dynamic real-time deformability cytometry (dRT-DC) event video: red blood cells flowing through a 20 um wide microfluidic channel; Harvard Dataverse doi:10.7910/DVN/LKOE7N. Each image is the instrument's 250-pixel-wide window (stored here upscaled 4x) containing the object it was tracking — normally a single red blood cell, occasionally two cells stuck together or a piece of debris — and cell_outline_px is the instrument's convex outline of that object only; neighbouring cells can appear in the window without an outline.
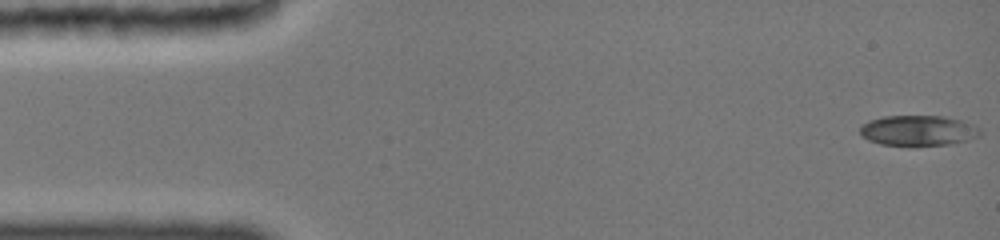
{"species": "common noctule bat (a hibernating species)", "species_latin": "Nyctalus noctula", "temperature_condition": "cold", "stored_images_in_passage": 28, "camera_frame_rate_fps": 3000, "um_per_image_px": 0.085, "animal": {"sex": "female", "body_mass_g": 19.0, "forearm_length_mm": 51.5}, "frame": {"image": 1, "passage_image": 1, "time_ms": 0.0, "image_size_px": [1000, 240], "cell_outline_px": [[980, 136], [968, 140], [952, 144], [916, 148], [880, 144], [868, 140], [860, 136], [860, 128], [868, 120], [884, 116], [944, 116], [960, 120], [972, 124], [980, 128]], "centroid_in_image_um": [78.04, 11.14], "position_along_channel_um": 7.0, "area_um2": 22.02}}
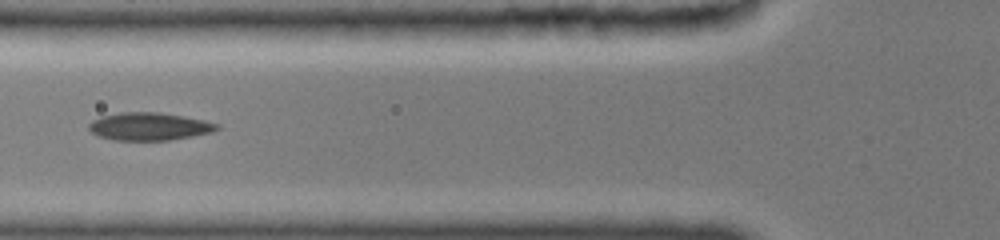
{"frame": {"image": 2, "passage_image": 16, "time_ms": 5.667, "image_size_px": [1000, 240], "cell_outline_px": [[220, 128], [212, 132], [192, 136], [168, 140], [112, 140], [100, 136], [92, 132], [88, 128], [88, 124], [92, 120], [104, 116], [120, 112], [156, 112], [204, 120], [220, 124]], "centroid_in_image_um": [12.68, 10.75], "position_along_channel_um": 113.1, "area_um2": 20.52}}
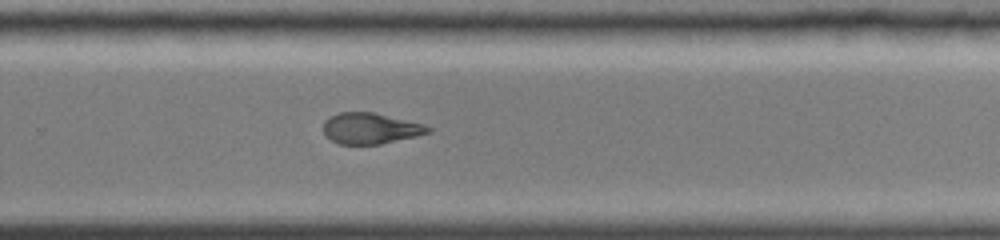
{"frame": {"image": 3, "passage_image": 28, "time_ms": 10.333, "image_size_px": [1000, 240], "cell_outline_px": [[432, 132], [416, 136], [380, 144], [336, 144], [324, 136], [324, 120], [328, 116], [340, 112], [372, 112], [424, 124], [432, 128]], "centroid_in_image_um": [31.45, 10.92], "position_along_channel_um": 298.3, "area_um2": 19.02}}